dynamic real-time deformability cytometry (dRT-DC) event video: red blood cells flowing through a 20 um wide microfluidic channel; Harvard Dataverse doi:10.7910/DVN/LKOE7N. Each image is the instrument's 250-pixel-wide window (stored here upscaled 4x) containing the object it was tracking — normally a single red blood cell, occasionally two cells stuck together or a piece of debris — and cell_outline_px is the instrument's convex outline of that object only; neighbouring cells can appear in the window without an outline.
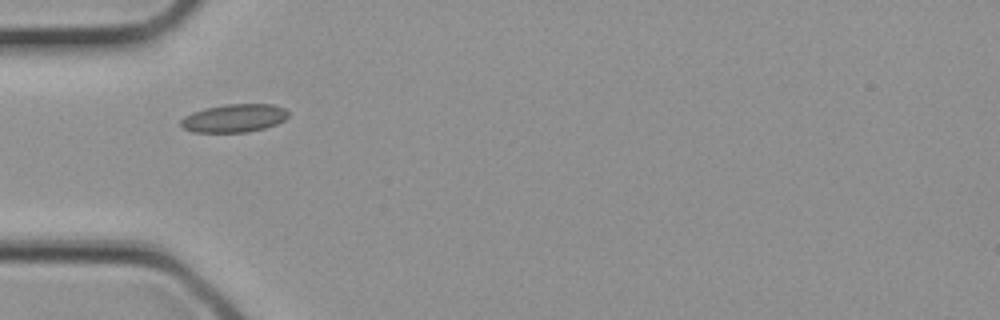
{"species": "common noctule bat (a hibernating species)", "species_latin": "Nyctalus noctula", "temperature_condition": "cold", "stored_images_in_passage": 1, "camera_frame_rate_fps": 3000, "um_per_image_px": 0.085, "animal": {"sex": "female", "body_mass_g": 21.9}, "frame": {"image": 1, "passage_image": 1, "time_ms": 0.0, "image_size_px": [1000, 320], "cell_outline_px": [[288, 116], [284, 120], [276, 124], [264, 128], [248, 132], [192, 132], [184, 128], [180, 124], [180, 120], [184, 116], [192, 112], [204, 108], [228, 104], [276, 104], [284, 108], [288, 112]], "centroid_in_image_um": [19.9, 10.04], "position_along_channel_um": 65.1, "area_um2": 17.69}}